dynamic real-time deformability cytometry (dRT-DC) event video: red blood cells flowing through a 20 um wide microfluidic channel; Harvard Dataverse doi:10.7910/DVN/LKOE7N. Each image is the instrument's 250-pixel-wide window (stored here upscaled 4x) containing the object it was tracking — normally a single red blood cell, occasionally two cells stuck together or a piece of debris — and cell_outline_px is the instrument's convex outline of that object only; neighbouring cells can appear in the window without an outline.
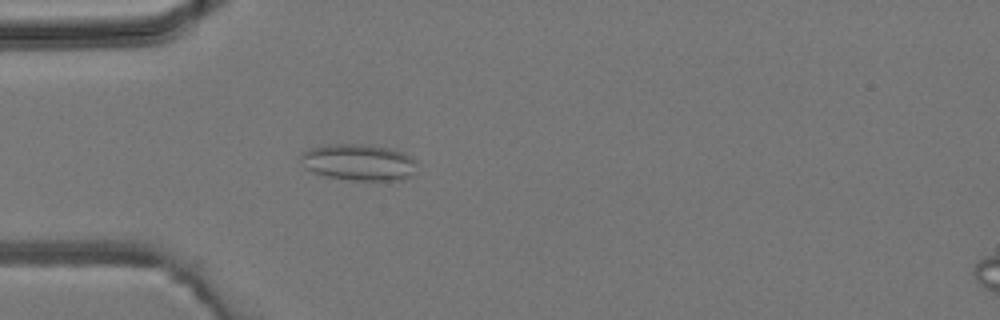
{"species": "common noctule bat (a hibernating species)", "species_latin": "Nyctalus noctula", "temperature_condition": "room temperature", "stored_images_in_passage": 4, "camera_frame_rate_fps": 3000, "um_per_image_px": 0.085, "animal": {"sex": "male", "body_mass_g": 19.2, "forearm_length_mm": 51.8}, "frame": {"image": 1, "passage_image": 4, "time_ms": 3.333, "image_size_px": [1000, 320], "cell_outline_px": [[416, 176], [400, 180], [356, 180], [328, 176], [312, 172], [304, 168], [300, 156], [304, 152], [312, 148], [328, 144], [364, 144], [388, 148], [404, 152], [416, 160]], "centroid_in_image_um": [30.55, 13.8], "position_along_channel_um": 54.4, "area_um2": 24.8}}